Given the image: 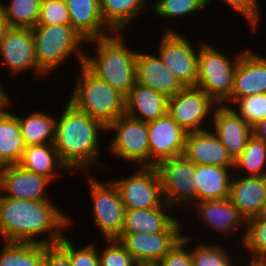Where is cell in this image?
Instances as JSON below:
<instances>
[{
    "mask_svg": "<svg viewBox=\"0 0 266 266\" xmlns=\"http://www.w3.org/2000/svg\"><path fill=\"white\" fill-rule=\"evenodd\" d=\"M153 5L152 15L167 19H180L181 17L191 16L208 8L207 0H157ZM153 10V11H152Z\"/></svg>",
    "mask_w": 266,
    "mask_h": 266,
    "instance_id": "obj_35",
    "label": "cell"
},
{
    "mask_svg": "<svg viewBox=\"0 0 266 266\" xmlns=\"http://www.w3.org/2000/svg\"><path fill=\"white\" fill-rule=\"evenodd\" d=\"M70 24L65 0H42L37 25Z\"/></svg>",
    "mask_w": 266,
    "mask_h": 266,
    "instance_id": "obj_40",
    "label": "cell"
},
{
    "mask_svg": "<svg viewBox=\"0 0 266 266\" xmlns=\"http://www.w3.org/2000/svg\"><path fill=\"white\" fill-rule=\"evenodd\" d=\"M176 220L166 231L159 233L121 232L117 238L136 263H157L183 236L185 226Z\"/></svg>",
    "mask_w": 266,
    "mask_h": 266,
    "instance_id": "obj_13",
    "label": "cell"
},
{
    "mask_svg": "<svg viewBox=\"0 0 266 266\" xmlns=\"http://www.w3.org/2000/svg\"><path fill=\"white\" fill-rule=\"evenodd\" d=\"M194 240L193 235L190 236L184 232L183 236L169 250V252L157 263L159 266H193L191 249L189 244ZM191 242V243H190ZM188 245V246H187Z\"/></svg>",
    "mask_w": 266,
    "mask_h": 266,
    "instance_id": "obj_41",
    "label": "cell"
},
{
    "mask_svg": "<svg viewBox=\"0 0 266 266\" xmlns=\"http://www.w3.org/2000/svg\"><path fill=\"white\" fill-rule=\"evenodd\" d=\"M135 266H159L158 263H136Z\"/></svg>",
    "mask_w": 266,
    "mask_h": 266,
    "instance_id": "obj_49",
    "label": "cell"
},
{
    "mask_svg": "<svg viewBox=\"0 0 266 266\" xmlns=\"http://www.w3.org/2000/svg\"><path fill=\"white\" fill-rule=\"evenodd\" d=\"M240 235L239 246L244 247L246 259L249 258L247 261L266 260V217L257 216L246 220L245 232H240Z\"/></svg>",
    "mask_w": 266,
    "mask_h": 266,
    "instance_id": "obj_33",
    "label": "cell"
},
{
    "mask_svg": "<svg viewBox=\"0 0 266 266\" xmlns=\"http://www.w3.org/2000/svg\"><path fill=\"white\" fill-rule=\"evenodd\" d=\"M231 108L253 127L256 123L266 119V93L238 98Z\"/></svg>",
    "mask_w": 266,
    "mask_h": 266,
    "instance_id": "obj_38",
    "label": "cell"
},
{
    "mask_svg": "<svg viewBox=\"0 0 266 266\" xmlns=\"http://www.w3.org/2000/svg\"><path fill=\"white\" fill-rule=\"evenodd\" d=\"M2 86L3 85L0 82V107L3 108L9 105L10 99L12 98L9 97L10 95H7L8 93L5 92L6 90Z\"/></svg>",
    "mask_w": 266,
    "mask_h": 266,
    "instance_id": "obj_46",
    "label": "cell"
},
{
    "mask_svg": "<svg viewBox=\"0 0 266 266\" xmlns=\"http://www.w3.org/2000/svg\"><path fill=\"white\" fill-rule=\"evenodd\" d=\"M88 190L92 199L94 224L105 239H117L124 224L125 211L118 189L110 180L102 182L90 175ZM91 176V177H90Z\"/></svg>",
    "mask_w": 266,
    "mask_h": 266,
    "instance_id": "obj_9",
    "label": "cell"
},
{
    "mask_svg": "<svg viewBox=\"0 0 266 266\" xmlns=\"http://www.w3.org/2000/svg\"><path fill=\"white\" fill-rule=\"evenodd\" d=\"M167 109L166 96L137 83L125 96V113L146 123L166 115Z\"/></svg>",
    "mask_w": 266,
    "mask_h": 266,
    "instance_id": "obj_24",
    "label": "cell"
},
{
    "mask_svg": "<svg viewBox=\"0 0 266 266\" xmlns=\"http://www.w3.org/2000/svg\"><path fill=\"white\" fill-rule=\"evenodd\" d=\"M184 155L195 165L234 167L227 149L211 129L189 132Z\"/></svg>",
    "mask_w": 266,
    "mask_h": 266,
    "instance_id": "obj_21",
    "label": "cell"
},
{
    "mask_svg": "<svg viewBox=\"0 0 266 266\" xmlns=\"http://www.w3.org/2000/svg\"><path fill=\"white\" fill-rule=\"evenodd\" d=\"M42 0H10L0 8L10 27L34 28L38 24Z\"/></svg>",
    "mask_w": 266,
    "mask_h": 266,
    "instance_id": "obj_34",
    "label": "cell"
},
{
    "mask_svg": "<svg viewBox=\"0 0 266 266\" xmlns=\"http://www.w3.org/2000/svg\"><path fill=\"white\" fill-rule=\"evenodd\" d=\"M157 54L184 87H194L198 75V50L186 36L172 27H165ZM172 28V29H171Z\"/></svg>",
    "mask_w": 266,
    "mask_h": 266,
    "instance_id": "obj_11",
    "label": "cell"
},
{
    "mask_svg": "<svg viewBox=\"0 0 266 266\" xmlns=\"http://www.w3.org/2000/svg\"><path fill=\"white\" fill-rule=\"evenodd\" d=\"M136 83L149 87L167 98L175 96L184 86L164 64L159 55L137 52Z\"/></svg>",
    "mask_w": 266,
    "mask_h": 266,
    "instance_id": "obj_20",
    "label": "cell"
},
{
    "mask_svg": "<svg viewBox=\"0 0 266 266\" xmlns=\"http://www.w3.org/2000/svg\"><path fill=\"white\" fill-rule=\"evenodd\" d=\"M0 266H43L44 244L3 242Z\"/></svg>",
    "mask_w": 266,
    "mask_h": 266,
    "instance_id": "obj_31",
    "label": "cell"
},
{
    "mask_svg": "<svg viewBox=\"0 0 266 266\" xmlns=\"http://www.w3.org/2000/svg\"><path fill=\"white\" fill-rule=\"evenodd\" d=\"M32 34L38 66L47 75L63 67L74 54L79 59L78 65L83 64L85 51L82 47L87 43L70 24L36 25Z\"/></svg>",
    "mask_w": 266,
    "mask_h": 266,
    "instance_id": "obj_5",
    "label": "cell"
},
{
    "mask_svg": "<svg viewBox=\"0 0 266 266\" xmlns=\"http://www.w3.org/2000/svg\"><path fill=\"white\" fill-rule=\"evenodd\" d=\"M161 181L164 202L172 207L190 208L198 202V189L193 184L195 164L184 154L159 161L155 165Z\"/></svg>",
    "mask_w": 266,
    "mask_h": 266,
    "instance_id": "obj_8",
    "label": "cell"
},
{
    "mask_svg": "<svg viewBox=\"0 0 266 266\" xmlns=\"http://www.w3.org/2000/svg\"><path fill=\"white\" fill-rule=\"evenodd\" d=\"M150 166L159 161L184 154L187 132L167 113L147 123Z\"/></svg>",
    "mask_w": 266,
    "mask_h": 266,
    "instance_id": "obj_15",
    "label": "cell"
},
{
    "mask_svg": "<svg viewBox=\"0 0 266 266\" xmlns=\"http://www.w3.org/2000/svg\"><path fill=\"white\" fill-rule=\"evenodd\" d=\"M16 116L25 146L54 143L55 115L34 110L27 116Z\"/></svg>",
    "mask_w": 266,
    "mask_h": 266,
    "instance_id": "obj_30",
    "label": "cell"
},
{
    "mask_svg": "<svg viewBox=\"0 0 266 266\" xmlns=\"http://www.w3.org/2000/svg\"><path fill=\"white\" fill-rule=\"evenodd\" d=\"M3 166L0 165V191H1V171H2Z\"/></svg>",
    "mask_w": 266,
    "mask_h": 266,
    "instance_id": "obj_50",
    "label": "cell"
},
{
    "mask_svg": "<svg viewBox=\"0 0 266 266\" xmlns=\"http://www.w3.org/2000/svg\"><path fill=\"white\" fill-rule=\"evenodd\" d=\"M199 43L198 75L196 87L202 89L217 105H224L230 98L234 74L243 50L228 56L217 46Z\"/></svg>",
    "mask_w": 266,
    "mask_h": 266,
    "instance_id": "obj_6",
    "label": "cell"
},
{
    "mask_svg": "<svg viewBox=\"0 0 266 266\" xmlns=\"http://www.w3.org/2000/svg\"><path fill=\"white\" fill-rule=\"evenodd\" d=\"M123 32L86 41L95 47L90 55L85 52L83 65L96 77L105 80L126 96L136 83L137 50L127 46ZM95 45V46H94Z\"/></svg>",
    "mask_w": 266,
    "mask_h": 266,
    "instance_id": "obj_3",
    "label": "cell"
},
{
    "mask_svg": "<svg viewBox=\"0 0 266 266\" xmlns=\"http://www.w3.org/2000/svg\"><path fill=\"white\" fill-rule=\"evenodd\" d=\"M79 67L81 69L76 74L68 101L105 126L125 114V96L92 74L83 64Z\"/></svg>",
    "mask_w": 266,
    "mask_h": 266,
    "instance_id": "obj_4",
    "label": "cell"
},
{
    "mask_svg": "<svg viewBox=\"0 0 266 266\" xmlns=\"http://www.w3.org/2000/svg\"><path fill=\"white\" fill-rule=\"evenodd\" d=\"M149 4L148 0H99V9L103 21L113 32L124 33L141 14L150 13Z\"/></svg>",
    "mask_w": 266,
    "mask_h": 266,
    "instance_id": "obj_27",
    "label": "cell"
},
{
    "mask_svg": "<svg viewBox=\"0 0 266 266\" xmlns=\"http://www.w3.org/2000/svg\"><path fill=\"white\" fill-rule=\"evenodd\" d=\"M105 247L98 250L100 266H135L136 261L118 239H105ZM100 251V252H99Z\"/></svg>",
    "mask_w": 266,
    "mask_h": 266,
    "instance_id": "obj_39",
    "label": "cell"
},
{
    "mask_svg": "<svg viewBox=\"0 0 266 266\" xmlns=\"http://www.w3.org/2000/svg\"><path fill=\"white\" fill-rule=\"evenodd\" d=\"M170 209L177 208L164 203L158 208L126 209L121 232L148 234L164 232L178 219L176 215L173 217Z\"/></svg>",
    "mask_w": 266,
    "mask_h": 266,
    "instance_id": "obj_26",
    "label": "cell"
},
{
    "mask_svg": "<svg viewBox=\"0 0 266 266\" xmlns=\"http://www.w3.org/2000/svg\"><path fill=\"white\" fill-rule=\"evenodd\" d=\"M128 177L112 179L118 189L125 209H151L165 202L161 181L155 166L135 167Z\"/></svg>",
    "mask_w": 266,
    "mask_h": 266,
    "instance_id": "obj_12",
    "label": "cell"
},
{
    "mask_svg": "<svg viewBox=\"0 0 266 266\" xmlns=\"http://www.w3.org/2000/svg\"><path fill=\"white\" fill-rule=\"evenodd\" d=\"M10 28L7 20L4 18L2 10L0 8V43L2 42L3 38L5 37L6 32Z\"/></svg>",
    "mask_w": 266,
    "mask_h": 266,
    "instance_id": "obj_45",
    "label": "cell"
},
{
    "mask_svg": "<svg viewBox=\"0 0 266 266\" xmlns=\"http://www.w3.org/2000/svg\"><path fill=\"white\" fill-rule=\"evenodd\" d=\"M52 201L13 199L0 194L1 239L5 242L57 244L67 227H72L73 221ZM45 233H48L47 239L43 238ZM41 235L42 239L35 238Z\"/></svg>",
    "mask_w": 266,
    "mask_h": 266,
    "instance_id": "obj_1",
    "label": "cell"
},
{
    "mask_svg": "<svg viewBox=\"0 0 266 266\" xmlns=\"http://www.w3.org/2000/svg\"><path fill=\"white\" fill-rule=\"evenodd\" d=\"M210 128L234 162L240 157L253 135L252 127L231 106L226 105L216 106Z\"/></svg>",
    "mask_w": 266,
    "mask_h": 266,
    "instance_id": "obj_16",
    "label": "cell"
},
{
    "mask_svg": "<svg viewBox=\"0 0 266 266\" xmlns=\"http://www.w3.org/2000/svg\"><path fill=\"white\" fill-rule=\"evenodd\" d=\"M0 55L11 76L27 70L33 72L34 78L47 75L38 66L31 28L10 27L0 43Z\"/></svg>",
    "mask_w": 266,
    "mask_h": 266,
    "instance_id": "obj_14",
    "label": "cell"
},
{
    "mask_svg": "<svg viewBox=\"0 0 266 266\" xmlns=\"http://www.w3.org/2000/svg\"><path fill=\"white\" fill-rule=\"evenodd\" d=\"M18 165L52 181L57 180L56 176L60 177L59 172H71L60 160L53 143L26 146Z\"/></svg>",
    "mask_w": 266,
    "mask_h": 266,
    "instance_id": "obj_29",
    "label": "cell"
},
{
    "mask_svg": "<svg viewBox=\"0 0 266 266\" xmlns=\"http://www.w3.org/2000/svg\"><path fill=\"white\" fill-rule=\"evenodd\" d=\"M252 134L257 138L261 139L266 143V119L256 123L252 127Z\"/></svg>",
    "mask_w": 266,
    "mask_h": 266,
    "instance_id": "obj_44",
    "label": "cell"
},
{
    "mask_svg": "<svg viewBox=\"0 0 266 266\" xmlns=\"http://www.w3.org/2000/svg\"><path fill=\"white\" fill-rule=\"evenodd\" d=\"M43 266H71V263L69 256L57 244H44Z\"/></svg>",
    "mask_w": 266,
    "mask_h": 266,
    "instance_id": "obj_43",
    "label": "cell"
},
{
    "mask_svg": "<svg viewBox=\"0 0 266 266\" xmlns=\"http://www.w3.org/2000/svg\"><path fill=\"white\" fill-rule=\"evenodd\" d=\"M189 209L196 211L198 214L195 215L200 216L201 222L206 223L211 231L214 229L221 235L225 234L226 238L231 234L236 236V231L242 230L243 227L245 232L246 219L232 203L230 197L196 202Z\"/></svg>",
    "mask_w": 266,
    "mask_h": 266,
    "instance_id": "obj_19",
    "label": "cell"
},
{
    "mask_svg": "<svg viewBox=\"0 0 266 266\" xmlns=\"http://www.w3.org/2000/svg\"><path fill=\"white\" fill-rule=\"evenodd\" d=\"M233 174L266 176V143L252 135L240 157L234 162Z\"/></svg>",
    "mask_w": 266,
    "mask_h": 266,
    "instance_id": "obj_32",
    "label": "cell"
},
{
    "mask_svg": "<svg viewBox=\"0 0 266 266\" xmlns=\"http://www.w3.org/2000/svg\"><path fill=\"white\" fill-rule=\"evenodd\" d=\"M230 181V200L246 219L260 216L266 197V176L233 174Z\"/></svg>",
    "mask_w": 266,
    "mask_h": 266,
    "instance_id": "obj_22",
    "label": "cell"
},
{
    "mask_svg": "<svg viewBox=\"0 0 266 266\" xmlns=\"http://www.w3.org/2000/svg\"><path fill=\"white\" fill-rule=\"evenodd\" d=\"M234 167L195 165L193 184L198 189V202L230 197Z\"/></svg>",
    "mask_w": 266,
    "mask_h": 266,
    "instance_id": "obj_25",
    "label": "cell"
},
{
    "mask_svg": "<svg viewBox=\"0 0 266 266\" xmlns=\"http://www.w3.org/2000/svg\"><path fill=\"white\" fill-rule=\"evenodd\" d=\"M59 118H56L53 144L60 160L73 174L82 170L85 172L87 169L89 171L92 165V168L102 167L104 164L98 160L102 140L100 138L101 133H106V126L98 119L78 110L69 101Z\"/></svg>",
    "mask_w": 266,
    "mask_h": 266,
    "instance_id": "obj_2",
    "label": "cell"
},
{
    "mask_svg": "<svg viewBox=\"0 0 266 266\" xmlns=\"http://www.w3.org/2000/svg\"><path fill=\"white\" fill-rule=\"evenodd\" d=\"M260 216L266 217V197H265V200L263 202V206H262V209H261V212H260Z\"/></svg>",
    "mask_w": 266,
    "mask_h": 266,
    "instance_id": "obj_48",
    "label": "cell"
},
{
    "mask_svg": "<svg viewBox=\"0 0 266 266\" xmlns=\"http://www.w3.org/2000/svg\"><path fill=\"white\" fill-rule=\"evenodd\" d=\"M66 236L64 235L57 245L69 256L71 266H100L98 244L96 246L94 240L87 245L79 247L78 245H73L70 237Z\"/></svg>",
    "mask_w": 266,
    "mask_h": 266,
    "instance_id": "obj_37",
    "label": "cell"
},
{
    "mask_svg": "<svg viewBox=\"0 0 266 266\" xmlns=\"http://www.w3.org/2000/svg\"><path fill=\"white\" fill-rule=\"evenodd\" d=\"M51 182H53L51 179L25 170L18 164L6 165L1 171L0 194L13 199L51 200L46 196Z\"/></svg>",
    "mask_w": 266,
    "mask_h": 266,
    "instance_id": "obj_18",
    "label": "cell"
},
{
    "mask_svg": "<svg viewBox=\"0 0 266 266\" xmlns=\"http://www.w3.org/2000/svg\"><path fill=\"white\" fill-rule=\"evenodd\" d=\"M261 262L266 266V260H262Z\"/></svg>",
    "mask_w": 266,
    "mask_h": 266,
    "instance_id": "obj_51",
    "label": "cell"
},
{
    "mask_svg": "<svg viewBox=\"0 0 266 266\" xmlns=\"http://www.w3.org/2000/svg\"><path fill=\"white\" fill-rule=\"evenodd\" d=\"M70 25L86 40L110 35L113 31L102 19L99 0H65Z\"/></svg>",
    "mask_w": 266,
    "mask_h": 266,
    "instance_id": "obj_23",
    "label": "cell"
},
{
    "mask_svg": "<svg viewBox=\"0 0 266 266\" xmlns=\"http://www.w3.org/2000/svg\"><path fill=\"white\" fill-rule=\"evenodd\" d=\"M9 105L0 109V165H17L20 163L25 144L21 135L20 125L16 114L11 112Z\"/></svg>",
    "mask_w": 266,
    "mask_h": 266,
    "instance_id": "obj_28",
    "label": "cell"
},
{
    "mask_svg": "<svg viewBox=\"0 0 266 266\" xmlns=\"http://www.w3.org/2000/svg\"><path fill=\"white\" fill-rule=\"evenodd\" d=\"M216 106L202 89L196 86L184 87L175 96L168 98L167 113L187 133L197 132L210 129Z\"/></svg>",
    "mask_w": 266,
    "mask_h": 266,
    "instance_id": "obj_10",
    "label": "cell"
},
{
    "mask_svg": "<svg viewBox=\"0 0 266 266\" xmlns=\"http://www.w3.org/2000/svg\"><path fill=\"white\" fill-rule=\"evenodd\" d=\"M214 1L216 0H207L208 5H211V2ZM222 2L234 9L235 12H238L240 16L249 23L248 26L253 29L252 32L256 34L255 32L259 27L258 25L260 23L262 24L260 19L263 18L261 17L263 15L260 13L262 10L259 0H221V3Z\"/></svg>",
    "mask_w": 266,
    "mask_h": 266,
    "instance_id": "obj_42",
    "label": "cell"
},
{
    "mask_svg": "<svg viewBox=\"0 0 266 266\" xmlns=\"http://www.w3.org/2000/svg\"><path fill=\"white\" fill-rule=\"evenodd\" d=\"M114 132L108 143V153L138 166H150L147 123L126 113L106 126V132ZM115 135V136H114Z\"/></svg>",
    "mask_w": 266,
    "mask_h": 266,
    "instance_id": "obj_7",
    "label": "cell"
},
{
    "mask_svg": "<svg viewBox=\"0 0 266 266\" xmlns=\"http://www.w3.org/2000/svg\"><path fill=\"white\" fill-rule=\"evenodd\" d=\"M253 49H245L238 60L232 93L224 104L231 106L238 98L266 93V57Z\"/></svg>",
    "mask_w": 266,
    "mask_h": 266,
    "instance_id": "obj_17",
    "label": "cell"
},
{
    "mask_svg": "<svg viewBox=\"0 0 266 266\" xmlns=\"http://www.w3.org/2000/svg\"><path fill=\"white\" fill-rule=\"evenodd\" d=\"M248 264L244 262L247 266H265L261 261H247Z\"/></svg>",
    "mask_w": 266,
    "mask_h": 266,
    "instance_id": "obj_47",
    "label": "cell"
},
{
    "mask_svg": "<svg viewBox=\"0 0 266 266\" xmlns=\"http://www.w3.org/2000/svg\"><path fill=\"white\" fill-rule=\"evenodd\" d=\"M216 243L205 242L196 243L197 245L191 248V256L193 266H236L234 265V259L231 257L232 255L227 251L229 248H225L222 245Z\"/></svg>",
    "mask_w": 266,
    "mask_h": 266,
    "instance_id": "obj_36",
    "label": "cell"
}]
</instances>
